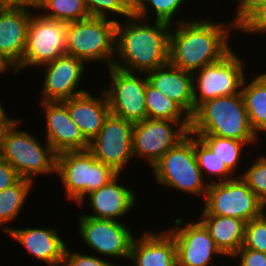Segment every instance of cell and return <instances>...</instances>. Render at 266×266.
<instances>
[{
	"mask_svg": "<svg viewBox=\"0 0 266 266\" xmlns=\"http://www.w3.org/2000/svg\"><path fill=\"white\" fill-rule=\"evenodd\" d=\"M200 19L177 20L169 33V63L191 73L225 57L232 50L228 37L237 29L232 21Z\"/></svg>",
	"mask_w": 266,
	"mask_h": 266,
	"instance_id": "cell-1",
	"label": "cell"
},
{
	"mask_svg": "<svg viewBox=\"0 0 266 266\" xmlns=\"http://www.w3.org/2000/svg\"><path fill=\"white\" fill-rule=\"evenodd\" d=\"M117 21L113 67L127 72L146 73L169 62V23L148 22L134 14Z\"/></svg>",
	"mask_w": 266,
	"mask_h": 266,
	"instance_id": "cell-2",
	"label": "cell"
},
{
	"mask_svg": "<svg viewBox=\"0 0 266 266\" xmlns=\"http://www.w3.org/2000/svg\"><path fill=\"white\" fill-rule=\"evenodd\" d=\"M190 133L241 141H257L242 93L220 96L201 104L190 118Z\"/></svg>",
	"mask_w": 266,
	"mask_h": 266,
	"instance_id": "cell-3",
	"label": "cell"
},
{
	"mask_svg": "<svg viewBox=\"0 0 266 266\" xmlns=\"http://www.w3.org/2000/svg\"><path fill=\"white\" fill-rule=\"evenodd\" d=\"M22 120L10 118L0 133V157L13 166L20 178L34 182L38 175L56 174V156L26 130L17 129Z\"/></svg>",
	"mask_w": 266,
	"mask_h": 266,
	"instance_id": "cell-4",
	"label": "cell"
},
{
	"mask_svg": "<svg viewBox=\"0 0 266 266\" xmlns=\"http://www.w3.org/2000/svg\"><path fill=\"white\" fill-rule=\"evenodd\" d=\"M151 169L156 182L162 187L169 186L205 199L209 182L198 166L195 135L192 133L189 132L174 148L169 149Z\"/></svg>",
	"mask_w": 266,
	"mask_h": 266,
	"instance_id": "cell-5",
	"label": "cell"
},
{
	"mask_svg": "<svg viewBox=\"0 0 266 266\" xmlns=\"http://www.w3.org/2000/svg\"><path fill=\"white\" fill-rule=\"evenodd\" d=\"M117 21L90 17L66 25V55L89 62L104 61L107 68L115 58Z\"/></svg>",
	"mask_w": 266,
	"mask_h": 266,
	"instance_id": "cell-6",
	"label": "cell"
},
{
	"mask_svg": "<svg viewBox=\"0 0 266 266\" xmlns=\"http://www.w3.org/2000/svg\"><path fill=\"white\" fill-rule=\"evenodd\" d=\"M56 174L61 179L67 200L77 204L117 175L109 166L97 161L88 149L57 154Z\"/></svg>",
	"mask_w": 266,
	"mask_h": 266,
	"instance_id": "cell-7",
	"label": "cell"
},
{
	"mask_svg": "<svg viewBox=\"0 0 266 266\" xmlns=\"http://www.w3.org/2000/svg\"><path fill=\"white\" fill-rule=\"evenodd\" d=\"M245 63L231 50L218 62L193 73V101L195 110L206 101L220 96L241 93L246 77ZM245 67V68H244Z\"/></svg>",
	"mask_w": 266,
	"mask_h": 266,
	"instance_id": "cell-8",
	"label": "cell"
},
{
	"mask_svg": "<svg viewBox=\"0 0 266 266\" xmlns=\"http://www.w3.org/2000/svg\"><path fill=\"white\" fill-rule=\"evenodd\" d=\"M204 200L203 209L209 215L229 216L245 222L260 217L266 211L241 176L209 184Z\"/></svg>",
	"mask_w": 266,
	"mask_h": 266,
	"instance_id": "cell-9",
	"label": "cell"
},
{
	"mask_svg": "<svg viewBox=\"0 0 266 266\" xmlns=\"http://www.w3.org/2000/svg\"><path fill=\"white\" fill-rule=\"evenodd\" d=\"M190 130V121H172L146 118L134 123L132 152L134 158H144L152 167L169 149L184 139Z\"/></svg>",
	"mask_w": 266,
	"mask_h": 266,
	"instance_id": "cell-10",
	"label": "cell"
},
{
	"mask_svg": "<svg viewBox=\"0 0 266 266\" xmlns=\"http://www.w3.org/2000/svg\"><path fill=\"white\" fill-rule=\"evenodd\" d=\"M65 21L51 20L41 14H32L27 31L26 49L17 73L26 67H41L66 55Z\"/></svg>",
	"mask_w": 266,
	"mask_h": 266,
	"instance_id": "cell-11",
	"label": "cell"
},
{
	"mask_svg": "<svg viewBox=\"0 0 266 266\" xmlns=\"http://www.w3.org/2000/svg\"><path fill=\"white\" fill-rule=\"evenodd\" d=\"M107 70L111 80L110 87L104 88V92L111 113L132 123L148 118L145 102L148 82L146 74L138 73L139 76L136 72H127L113 66Z\"/></svg>",
	"mask_w": 266,
	"mask_h": 266,
	"instance_id": "cell-12",
	"label": "cell"
},
{
	"mask_svg": "<svg viewBox=\"0 0 266 266\" xmlns=\"http://www.w3.org/2000/svg\"><path fill=\"white\" fill-rule=\"evenodd\" d=\"M134 123L112 113L106 118L99 134L89 143L88 150L97 161L122 174L134 158L132 152V130Z\"/></svg>",
	"mask_w": 266,
	"mask_h": 266,
	"instance_id": "cell-13",
	"label": "cell"
},
{
	"mask_svg": "<svg viewBox=\"0 0 266 266\" xmlns=\"http://www.w3.org/2000/svg\"><path fill=\"white\" fill-rule=\"evenodd\" d=\"M78 220L80 237L96 255L129 260L135 234L124 221L96 219L84 214Z\"/></svg>",
	"mask_w": 266,
	"mask_h": 266,
	"instance_id": "cell-14",
	"label": "cell"
},
{
	"mask_svg": "<svg viewBox=\"0 0 266 266\" xmlns=\"http://www.w3.org/2000/svg\"><path fill=\"white\" fill-rule=\"evenodd\" d=\"M174 225L166 230L176 242L178 266H210L214 263L211 261L214 256H225L200 220L186 223L179 217L174 220Z\"/></svg>",
	"mask_w": 266,
	"mask_h": 266,
	"instance_id": "cell-15",
	"label": "cell"
},
{
	"mask_svg": "<svg viewBox=\"0 0 266 266\" xmlns=\"http://www.w3.org/2000/svg\"><path fill=\"white\" fill-rule=\"evenodd\" d=\"M85 65L83 60L69 55L42 65L41 67L45 66L46 69L42 89L39 92L41 97L43 96L40 101H63L88 92L82 88L77 90L86 71Z\"/></svg>",
	"mask_w": 266,
	"mask_h": 266,
	"instance_id": "cell-16",
	"label": "cell"
},
{
	"mask_svg": "<svg viewBox=\"0 0 266 266\" xmlns=\"http://www.w3.org/2000/svg\"><path fill=\"white\" fill-rule=\"evenodd\" d=\"M31 7L36 8L31 3L0 2V51L16 67L26 49Z\"/></svg>",
	"mask_w": 266,
	"mask_h": 266,
	"instance_id": "cell-17",
	"label": "cell"
},
{
	"mask_svg": "<svg viewBox=\"0 0 266 266\" xmlns=\"http://www.w3.org/2000/svg\"><path fill=\"white\" fill-rule=\"evenodd\" d=\"M46 119V140L52 150L59 154L64 151L87 150L89 142L79 127L72 121L67 106L62 101L42 102Z\"/></svg>",
	"mask_w": 266,
	"mask_h": 266,
	"instance_id": "cell-18",
	"label": "cell"
},
{
	"mask_svg": "<svg viewBox=\"0 0 266 266\" xmlns=\"http://www.w3.org/2000/svg\"><path fill=\"white\" fill-rule=\"evenodd\" d=\"M120 174H117L106 185L90 192L80 202V207L89 198L88 206L93 209L92 215L85 214L96 219L121 221L118 218L124 217L135 207L137 203L136 192L128 186L119 184ZM132 208V209H131Z\"/></svg>",
	"mask_w": 266,
	"mask_h": 266,
	"instance_id": "cell-19",
	"label": "cell"
},
{
	"mask_svg": "<svg viewBox=\"0 0 266 266\" xmlns=\"http://www.w3.org/2000/svg\"><path fill=\"white\" fill-rule=\"evenodd\" d=\"M56 228H14L8 236L26 248L27 252L48 266H61L67 248Z\"/></svg>",
	"mask_w": 266,
	"mask_h": 266,
	"instance_id": "cell-20",
	"label": "cell"
},
{
	"mask_svg": "<svg viewBox=\"0 0 266 266\" xmlns=\"http://www.w3.org/2000/svg\"><path fill=\"white\" fill-rule=\"evenodd\" d=\"M129 260L134 266H178L176 242L167 230L144 231L134 236Z\"/></svg>",
	"mask_w": 266,
	"mask_h": 266,
	"instance_id": "cell-21",
	"label": "cell"
},
{
	"mask_svg": "<svg viewBox=\"0 0 266 266\" xmlns=\"http://www.w3.org/2000/svg\"><path fill=\"white\" fill-rule=\"evenodd\" d=\"M148 83L174 101L190 118L194 114L193 73L169 62L145 73Z\"/></svg>",
	"mask_w": 266,
	"mask_h": 266,
	"instance_id": "cell-22",
	"label": "cell"
},
{
	"mask_svg": "<svg viewBox=\"0 0 266 266\" xmlns=\"http://www.w3.org/2000/svg\"><path fill=\"white\" fill-rule=\"evenodd\" d=\"M62 102L67 106L72 121L89 143L99 134L111 113L104 89L99 96L91 95L88 91Z\"/></svg>",
	"mask_w": 266,
	"mask_h": 266,
	"instance_id": "cell-23",
	"label": "cell"
},
{
	"mask_svg": "<svg viewBox=\"0 0 266 266\" xmlns=\"http://www.w3.org/2000/svg\"><path fill=\"white\" fill-rule=\"evenodd\" d=\"M199 220L209 231L216 246L228 258L232 257L244 244L246 222L229 217L209 215L204 209Z\"/></svg>",
	"mask_w": 266,
	"mask_h": 266,
	"instance_id": "cell-24",
	"label": "cell"
},
{
	"mask_svg": "<svg viewBox=\"0 0 266 266\" xmlns=\"http://www.w3.org/2000/svg\"><path fill=\"white\" fill-rule=\"evenodd\" d=\"M247 81L248 79L245 77L241 93L250 126L258 136L259 132H266V72L254 76L251 81Z\"/></svg>",
	"mask_w": 266,
	"mask_h": 266,
	"instance_id": "cell-25",
	"label": "cell"
},
{
	"mask_svg": "<svg viewBox=\"0 0 266 266\" xmlns=\"http://www.w3.org/2000/svg\"><path fill=\"white\" fill-rule=\"evenodd\" d=\"M34 183L36 182L20 178L12 186L0 191V228L2 227V232L8 233L11 230V227L6 224L16 221L15 219L21 213Z\"/></svg>",
	"mask_w": 266,
	"mask_h": 266,
	"instance_id": "cell-26",
	"label": "cell"
},
{
	"mask_svg": "<svg viewBox=\"0 0 266 266\" xmlns=\"http://www.w3.org/2000/svg\"><path fill=\"white\" fill-rule=\"evenodd\" d=\"M35 7L43 17L67 23L91 17L84 0H37Z\"/></svg>",
	"mask_w": 266,
	"mask_h": 266,
	"instance_id": "cell-27",
	"label": "cell"
},
{
	"mask_svg": "<svg viewBox=\"0 0 266 266\" xmlns=\"http://www.w3.org/2000/svg\"><path fill=\"white\" fill-rule=\"evenodd\" d=\"M145 102L150 119L190 121V117L174 101L148 82L145 90Z\"/></svg>",
	"mask_w": 266,
	"mask_h": 266,
	"instance_id": "cell-28",
	"label": "cell"
},
{
	"mask_svg": "<svg viewBox=\"0 0 266 266\" xmlns=\"http://www.w3.org/2000/svg\"><path fill=\"white\" fill-rule=\"evenodd\" d=\"M195 136L199 137L233 174L238 170V164L242 160L241 155L243 154L242 151H244L242 149L248 144L257 143L255 141H241L214 135Z\"/></svg>",
	"mask_w": 266,
	"mask_h": 266,
	"instance_id": "cell-29",
	"label": "cell"
},
{
	"mask_svg": "<svg viewBox=\"0 0 266 266\" xmlns=\"http://www.w3.org/2000/svg\"><path fill=\"white\" fill-rule=\"evenodd\" d=\"M195 154L198 166L204 178H206V173L208 176L211 175L209 184L227 181L237 176L234 175L225 166L224 162H221L214 152L197 136H195ZM212 176L213 178L217 177V181L212 179Z\"/></svg>",
	"mask_w": 266,
	"mask_h": 266,
	"instance_id": "cell-30",
	"label": "cell"
},
{
	"mask_svg": "<svg viewBox=\"0 0 266 266\" xmlns=\"http://www.w3.org/2000/svg\"><path fill=\"white\" fill-rule=\"evenodd\" d=\"M186 0H137L133 5V14L141 19L148 20L151 9L156 21L174 24L176 13ZM154 9V10H153ZM150 10V11H149Z\"/></svg>",
	"mask_w": 266,
	"mask_h": 266,
	"instance_id": "cell-31",
	"label": "cell"
},
{
	"mask_svg": "<svg viewBox=\"0 0 266 266\" xmlns=\"http://www.w3.org/2000/svg\"><path fill=\"white\" fill-rule=\"evenodd\" d=\"M84 3L91 17L109 19L112 18L109 17L110 13L115 17L120 14L124 18L133 15V4L130 0H84Z\"/></svg>",
	"mask_w": 266,
	"mask_h": 266,
	"instance_id": "cell-32",
	"label": "cell"
},
{
	"mask_svg": "<svg viewBox=\"0 0 266 266\" xmlns=\"http://www.w3.org/2000/svg\"><path fill=\"white\" fill-rule=\"evenodd\" d=\"M247 183L249 188L256 194L259 201L266 207V156L253 160L246 171L237 174Z\"/></svg>",
	"mask_w": 266,
	"mask_h": 266,
	"instance_id": "cell-33",
	"label": "cell"
},
{
	"mask_svg": "<svg viewBox=\"0 0 266 266\" xmlns=\"http://www.w3.org/2000/svg\"><path fill=\"white\" fill-rule=\"evenodd\" d=\"M243 246L266 253V211L260 217L246 222Z\"/></svg>",
	"mask_w": 266,
	"mask_h": 266,
	"instance_id": "cell-34",
	"label": "cell"
},
{
	"mask_svg": "<svg viewBox=\"0 0 266 266\" xmlns=\"http://www.w3.org/2000/svg\"><path fill=\"white\" fill-rule=\"evenodd\" d=\"M105 258L97 257L94 254H85L71 251L66 248L61 266H111L113 263L107 261Z\"/></svg>",
	"mask_w": 266,
	"mask_h": 266,
	"instance_id": "cell-35",
	"label": "cell"
},
{
	"mask_svg": "<svg viewBox=\"0 0 266 266\" xmlns=\"http://www.w3.org/2000/svg\"><path fill=\"white\" fill-rule=\"evenodd\" d=\"M244 34H254L266 32V2L257 8L238 28Z\"/></svg>",
	"mask_w": 266,
	"mask_h": 266,
	"instance_id": "cell-36",
	"label": "cell"
},
{
	"mask_svg": "<svg viewBox=\"0 0 266 266\" xmlns=\"http://www.w3.org/2000/svg\"><path fill=\"white\" fill-rule=\"evenodd\" d=\"M231 258L238 259V266H266V253L242 246Z\"/></svg>",
	"mask_w": 266,
	"mask_h": 266,
	"instance_id": "cell-37",
	"label": "cell"
},
{
	"mask_svg": "<svg viewBox=\"0 0 266 266\" xmlns=\"http://www.w3.org/2000/svg\"><path fill=\"white\" fill-rule=\"evenodd\" d=\"M235 16L232 23L238 28L257 8L266 2V0H238Z\"/></svg>",
	"mask_w": 266,
	"mask_h": 266,
	"instance_id": "cell-38",
	"label": "cell"
},
{
	"mask_svg": "<svg viewBox=\"0 0 266 266\" xmlns=\"http://www.w3.org/2000/svg\"><path fill=\"white\" fill-rule=\"evenodd\" d=\"M20 179L11 164L0 157V191L12 186Z\"/></svg>",
	"mask_w": 266,
	"mask_h": 266,
	"instance_id": "cell-39",
	"label": "cell"
},
{
	"mask_svg": "<svg viewBox=\"0 0 266 266\" xmlns=\"http://www.w3.org/2000/svg\"><path fill=\"white\" fill-rule=\"evenodd\" d=\"M10 68L13 72H17L16 66L0 51V74L5 73Z\"/></svg>",
	"mask_w": 266,
	"mask_h": 266,
	"instance_id": "cell-40",
	"label": "cell"
},
{
	"mask_svg": "<svg viewBox=\"0 0 266 266\" xmlns=\"http://www.w3.org/2000/svg\"><path fill=\"white\" fill-rule=\"evenodd\" d=\"M10 118L11 117L8 116L7 111H5V107L0 103V120H9Z\"/></svg>",
	"mask_w": 266,
	"mask_h": 266,
	"instance_id": "cell-41",
	"label": "cell"
},
{
	"mask_svg": "<svg viewBox=\"0 0 266 266\" xmlns=\"http://www.w3.org/2000/svg\"><path fill=\"white\" fill-rule=\"evenodd\" d=\"M37 0H0V2H11V3H31L35 4Z\"/></svg>",
	"mask_w": 266,
	"mask_h": 266,
	"instance_id": "cell-42",
	"label": "cell"
},
{
	"mask_svg": "<svg viewBox=\"0 0 266 266\" xmlns=\"http://www.w3.org/2000/svg\"><path fill=\"white\" fill-rule=\"evenodd\" d=\"M8 120H0V133L3 128V126L7 123Z\"/></svg>",
	"mask_w": 266,
	"mask_h": 266,
	"instance_id": "cell-43",
	"label": "cell"
},
{
	"mask_svg": "<svg viewBox=\"0 0 266 266\" xmlns=\"http://www.w3.org/2000/svg\"><path fill=\"white\" fill-rule=\"evenodd\" d=\"M137 0H130V2L134 5Z\"/></svg>",
	"mask_w": 266,
	"mask_h": 266,
	"instance_id": "cell-44",
	"label": "cell"
}]
</instances>
